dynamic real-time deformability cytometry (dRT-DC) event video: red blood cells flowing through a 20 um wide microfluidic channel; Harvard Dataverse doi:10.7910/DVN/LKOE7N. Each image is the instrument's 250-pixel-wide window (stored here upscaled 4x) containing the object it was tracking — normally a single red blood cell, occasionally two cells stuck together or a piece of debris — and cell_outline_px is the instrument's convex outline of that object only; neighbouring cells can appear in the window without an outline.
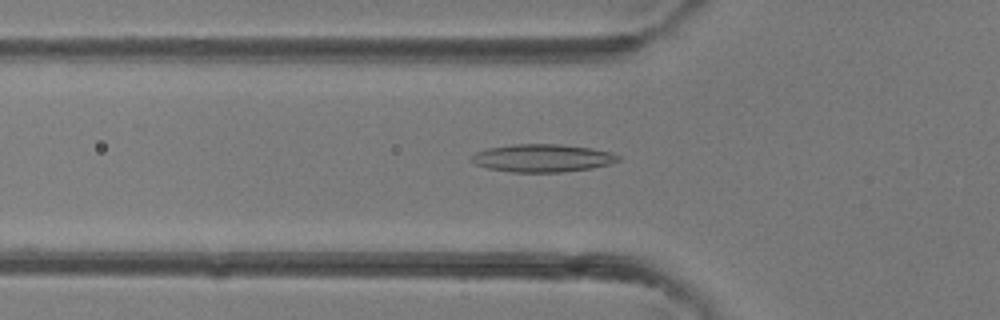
{"species": "common noctule bat (a hibernating species)", "species_latin": "Nyctalus noctula", "temperature_condition": "room temperature", "stored_images_in_passage": 26, "camera_frame_rate_fps": 3000, "um_per_image_px": 0.085, "animal": {"sex": "female"}, "frame": {"image": 1, "passage_image": 4, "time_ms": 1.0, "image_size_px": [1000, 320], "cell_outline_px": [[620, 160], [608, 164], [592, 168], [560, 172], [512, 172], [488, 168], [476, 164], [468, 160], [468, 156], [476, 152], [488, 148], [516, 144], [560, 144], [592, 148], [612, 152], [620, 156]], "centroid_in_image_um": [46.08, 13.43], "position_along_channel_um": 79.7, "area_um2": 23.87}}
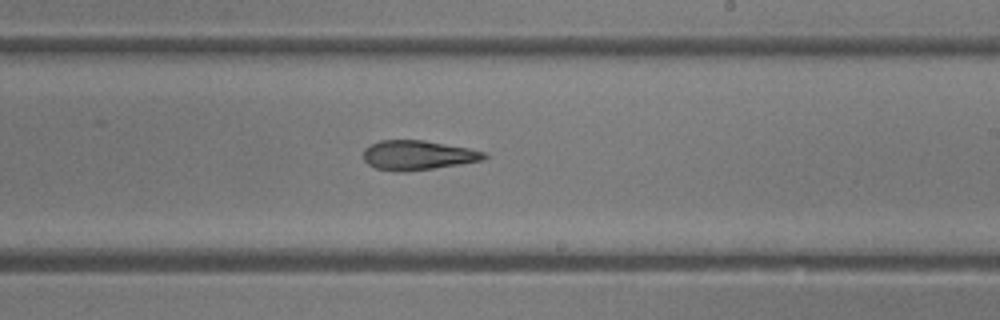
{"frame": {"image": 2, "passage_image": 14, "time_ms": 4.333, "image_size_px": [1000, 320], "cell_outline_px": [[488, 156], [484, 160], [460, 164], [404, 172], [400, 172], [376, 168], [368, 164], [364, 160], [364, 148], [380, 140], [424, 140], [468, 148], [484, 152]], "centroid_in_image_um": [35.51, 13.19], "position_along_channel_um": 253.5, "area_um2": 20.63}}
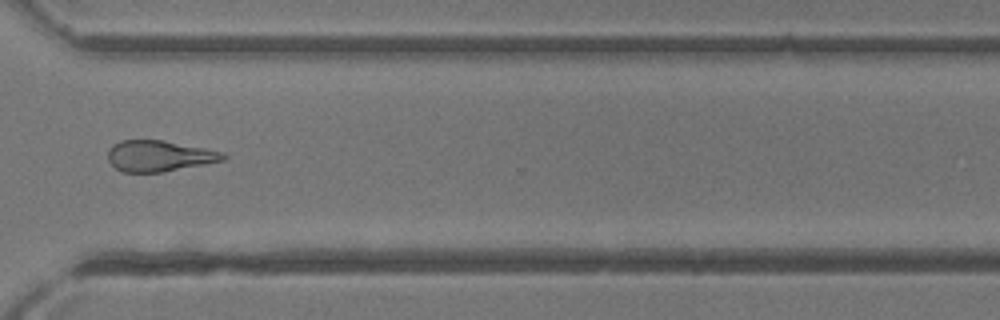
{"frame": {"image": 3, "passage_image": 20, "time_ms": 6.333, "image_size_px": [1000, 320], "cell_outline_px": [[228, 156], [224, 160], [164, 172], [124, 172], [116, 168], [108, 160], [108, 152], [112, 144], [120, 140], [164, 140], [224, 152]], "centroid_in_image_um": [13.53, 13.25], "position_along_channel_um": 357.1, "area_um2": 20.81}}